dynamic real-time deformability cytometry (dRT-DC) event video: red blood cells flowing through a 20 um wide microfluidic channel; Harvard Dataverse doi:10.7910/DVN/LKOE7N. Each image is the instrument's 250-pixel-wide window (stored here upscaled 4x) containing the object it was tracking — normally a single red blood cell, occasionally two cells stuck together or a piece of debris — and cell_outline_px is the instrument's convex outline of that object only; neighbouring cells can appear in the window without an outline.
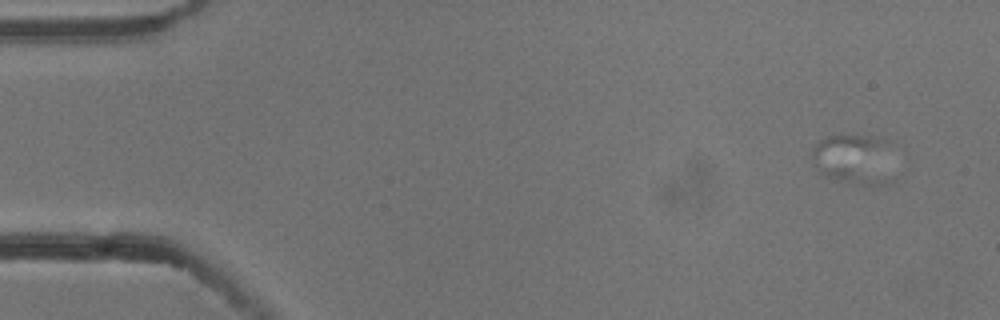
{"species": "common noctule bat (a hibernating species)", "species_latin": "Nyctalus noctula", "temperature_condition": "cold", "stored_images_in_passage": 10, "camera_frame_rate_fps": 3000, "um_per_image_px": 0.085, "animal": {"sex": "male", "body_mass_g": 13.3}, "frame": {"image": 1, "passage_image": 1, "time_ms": 0.0, "image_size_px": [1000, 320], "cell_outline_px": [[884, 180], [880, 184], [864, 184], [840, 180], [828, 176], [820, 172], [816, 168], [812, 152], [812, 148], [820, 140], [828, 136], [868, 136], [880, 140]], "centroid_in_image_um": [72.26, 13.5], "position_along_channel_um": 12.7, "area_um2": 20.92}}